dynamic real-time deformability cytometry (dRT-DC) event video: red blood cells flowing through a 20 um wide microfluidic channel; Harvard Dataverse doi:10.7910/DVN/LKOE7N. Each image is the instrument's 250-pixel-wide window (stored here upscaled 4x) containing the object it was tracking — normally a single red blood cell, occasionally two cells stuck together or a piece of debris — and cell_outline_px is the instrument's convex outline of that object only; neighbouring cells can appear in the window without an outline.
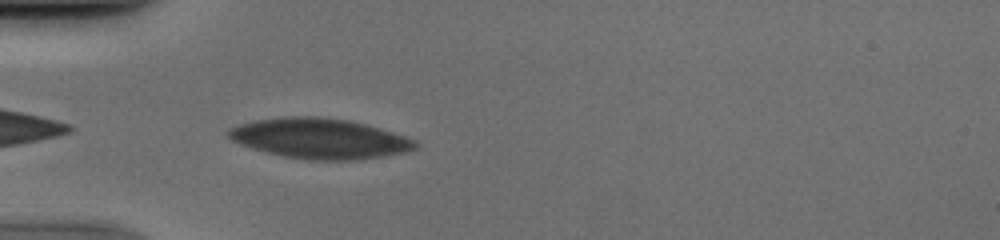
{"species": "human", "species_latin": "Homo sapiens", "temperature_condition": "cold", "stored_images_in_passage": 23, "camera_frame_rate_fps": 3000, "um_per_image_px": 0.085, "donor": {"sex": "male"}, "frame": {"image": 1, "passage_image": 1, "time_ms": 0.0, "image_size_px": [1000, 240], "cell_outline_px": [[416, 148], [404, 152], [360, 160], [308, 160], [280, 156], [252, 148], [240, 144], [224, 136], [224, 132], [228, 128], [240, 124], [256, 120], [288, 116], [316, 116], [348, 120], [364, 124], [392, 132], [404, 136], [412, 140], [416, 144]], "centroid_in_image_um": [27.08, 11.78], "position_along_channel_um": 57.9, "area_um2": 43.75}}
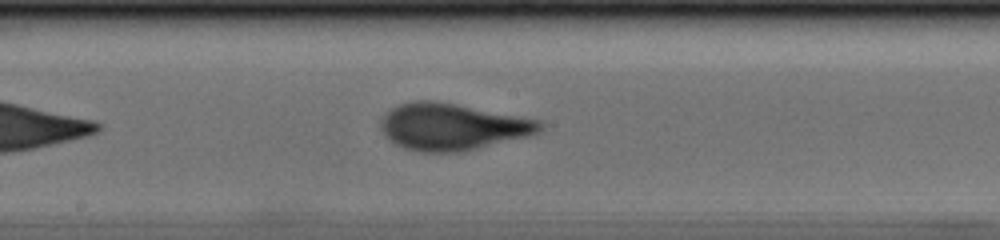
{"frame": {"image": 2, "passage_image": 13, "time_ms": 4.0, "image_size_px": [1000, 240], "cell_outline_px": [[544, 128], [540, 132], [528, 136], [464, 152], [416, 152], [404, 148], [396, 144], [384, 136], [380, 128], [380, 120], [392, 108], [400, 104], [416, 100], [432, 100], [456, 104], [540, 120], [544, 124]], "centroid_in_image_um": [38.44, 10.79], "position_along_channel_um": 209.8, "area_um2": 43.52}}
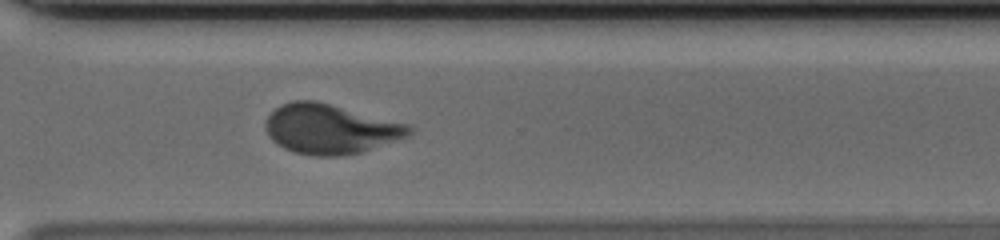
{"frame": {"image": 3, "passage_image": 23, "time_ms": 7.333, "image_size_px": [1000, 240], "cell_outline_px": [[412, 132], [408, 136], [360, 152], [344, 156], [312, 156], [296, 152], [284, 148], [272, 140], [268, 136], [264, 128], [264, 124], [268, 116], [280, 104], [292, 100], [316, 100], [408, 124], [412, 128]], "centroid_in_image_um": [28.03, 10.96], "position_along_channel_um": 342.6, "area_um2": 41.5}}